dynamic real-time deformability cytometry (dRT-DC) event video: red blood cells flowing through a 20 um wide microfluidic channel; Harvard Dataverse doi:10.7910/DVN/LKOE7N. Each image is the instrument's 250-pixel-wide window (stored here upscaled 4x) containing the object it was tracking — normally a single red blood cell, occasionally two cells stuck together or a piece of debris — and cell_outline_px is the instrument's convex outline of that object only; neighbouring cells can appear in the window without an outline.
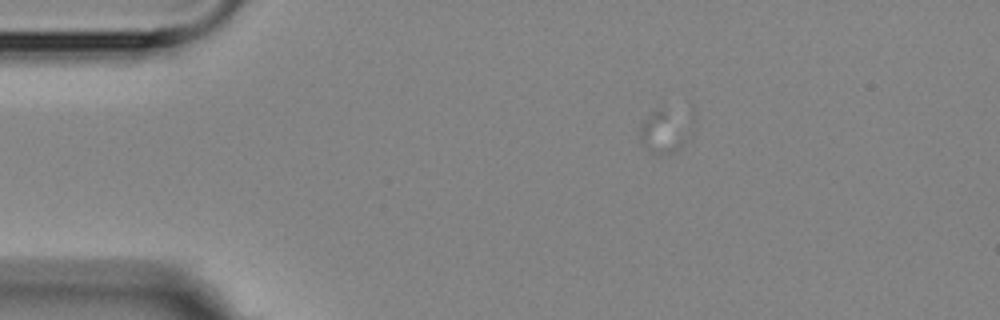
{"species": "Egyptian fruit bat (a non-hibernating species)", "species_latin": "Rousettus aegyptiacus", "temperature_condition": "room temperature", "stored_images_in_passage": 2, "segment_of_instrument_passage": [2, 2], "camera_frame_rate_fps": 3000, "um_per_image_px": 0.085, "animal": {"sex": "female"}, "frame": {"image": 1, "passage_image": 2, "time_ms": 1.667, "image_size_px": [1000, 320], "cell_outline_px": [[684, 144], [668, 156], [656, 156], [644, 148], [636, 132], [640, 124], [656, 108], [660, 108], [664, 112], [684, 140]], "centroid_in_image_um": [56.05, 11.43], "position_along_channel_um": 29.0, "area_um2": 10.52}}